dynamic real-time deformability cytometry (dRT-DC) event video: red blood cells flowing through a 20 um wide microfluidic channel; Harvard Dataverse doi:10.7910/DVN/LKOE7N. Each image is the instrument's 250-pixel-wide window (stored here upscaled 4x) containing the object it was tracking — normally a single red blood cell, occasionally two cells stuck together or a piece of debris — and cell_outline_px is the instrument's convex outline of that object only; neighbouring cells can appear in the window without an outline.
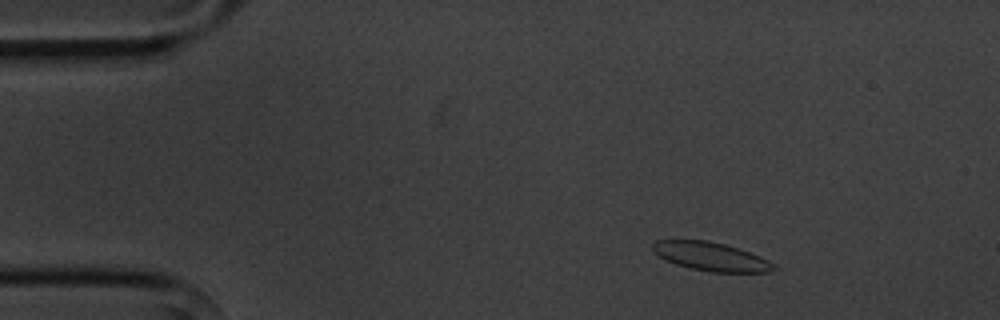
{"species": "common noctule bat (a hibernating species)", "species_latin": "Nyctalus noctula", "temperature_condition": "cold", "stored_images_in_passage": 4, "camera_frame_rate_fps": 3000, "um_per_image_px": 0.085, "animal": {"sex": "male", "body_mass_g": 20.1, "forearm_length_mm": 53.5}, "frame": {"image": 1, "passage_image": 2, "time_ms": 1.0, "image_size_px": [1000, 320], "cell_outline_px": [[776, 268], [772, 272], [708, 272], [676, 264], [660, 256], [652, 248], [652, 244], [656, 240], [708, 240], [724, 244], [760, 256], [768, 260]], "centroid_in_image_um": [60.44, 21.8], "position_along_channel_um": 24.6, "area_um2": 19.83}}